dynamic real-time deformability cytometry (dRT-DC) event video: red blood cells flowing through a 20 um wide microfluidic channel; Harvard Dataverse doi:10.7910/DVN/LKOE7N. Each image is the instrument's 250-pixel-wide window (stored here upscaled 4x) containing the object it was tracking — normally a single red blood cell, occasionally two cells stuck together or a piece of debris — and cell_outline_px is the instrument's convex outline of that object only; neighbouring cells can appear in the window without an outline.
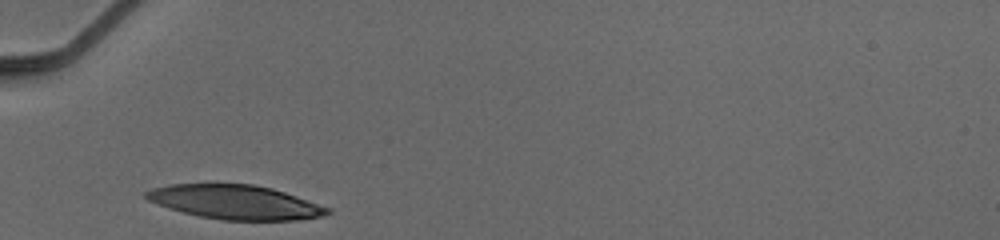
{"species": "human", "species_latin": "Homo sapiens", "temperature_condition": "cold", "stored_images_in_passage": 2, "camera_frame_rate_fps": 3000, "um_per_image_px": 0.085, "donor": {"sex": "male"}, "frame": {"image": 1, "passage_image": 1, "time_ms": 0.0, "image_size_px": [1000, 240], "cell_outline_px": [[332, 212], [324, 216], [296, 220], [220, 220], [124, 204], [116, 200], [104, 188], [104, 176], [120, 168], [252, 184], [272, 188], [332, 208]], "centroid_in_image_um": [17.7, 16.76], "position_along_channel_um": 67.3, "area_um2": 52.37}}